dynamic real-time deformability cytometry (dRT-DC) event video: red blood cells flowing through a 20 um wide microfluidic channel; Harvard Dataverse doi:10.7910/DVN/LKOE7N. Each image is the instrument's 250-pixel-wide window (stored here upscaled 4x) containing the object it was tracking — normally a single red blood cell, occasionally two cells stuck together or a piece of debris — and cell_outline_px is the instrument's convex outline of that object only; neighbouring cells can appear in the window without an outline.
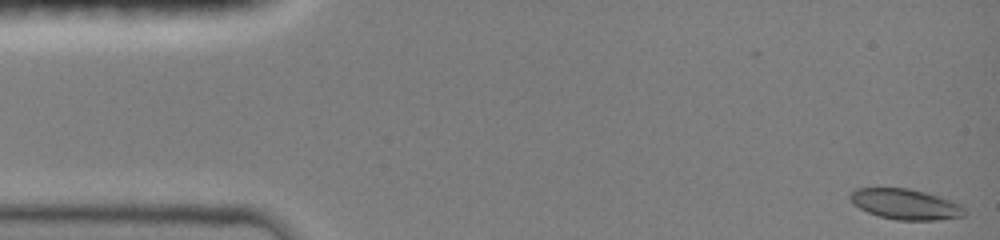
{"species": "common noctule bat (a hibernating species)", "species_latin": "Nyctalus noctula", "temperature_condition": "room temperature", "stored_images_in_passage": 47, "camera_frame_rate_fps": 3000, "um_per_image_px": 0.085, "animal": {"sex": "female", "body_mass_g": 19.0, "forearm_length_mm": 51.5}, "frame": {"image": 1, "passage_image": 1, "time_ms": 0.0, "image_size_px": [1000, 240], "cell_outline_px": [[968, 212], [964, 216], [936, 220], [896, 220], [880, 216], [868, 212], [852, 204], [848, 196], [856, 188], [908, 188], [924, 192], [952, 200], [960, 204]], "centroid_in_image_um": [76.97, 17.36], "position_along_channel_um": 8.0, "area_um2": 20.4}}
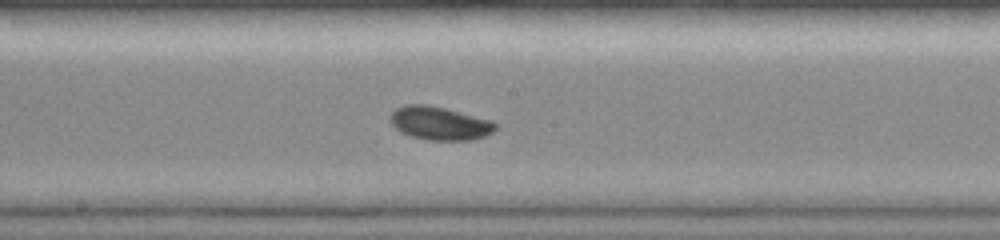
{"frame": {"image": 2, "passage_image": 25, "time_ms": 8.0, "image_size_px": [1000, 240], "cell_outline_px": [[496, 128], [492, 132], [484, 136], [472, 140], [428, 140], [412, 136], [400, 132], [388, 120], [388, 116], [396, 108], [404, 104], [428, 104], [492, 120], [496, 124]], "centroid_in_image_um": [37.33, 10.47], "position_along_channel_um": 210.9, "area_um2": 20.52}}
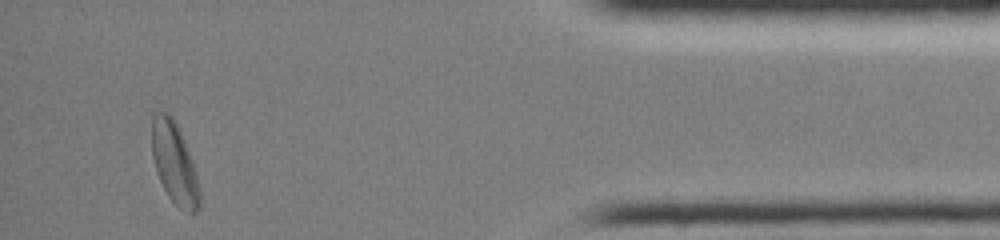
{"frame": {"image": 3, "passage_image": 44, "time_ms": 14.333, "image_size_px": [1000, 240], "cell_outline_px": [[200, 208], [196, 212], [188, 212], [180, 208], [168, 196], [156, 172], [152, 156], [152, 116], [156, 112], [168, 112], [172, 116], [184, 140], [192, 160], [196, 172], [200, 192]], "centroid_in_image_um": [14.82, 13.87], "position_along_channel_um": 420.4, "area_um2": 22.54}, "authors_computed_cell_mechanics": {"area_um2": 20.1722, "velocity_mm_per_s": 4.0094, "shape_relaxation_time_tau1_ms": 5.3678, "shape_relaxation_time_tau2_ms": null, "deformation_change_tau1": 0.1004, "deformation_change_tau2": null}}